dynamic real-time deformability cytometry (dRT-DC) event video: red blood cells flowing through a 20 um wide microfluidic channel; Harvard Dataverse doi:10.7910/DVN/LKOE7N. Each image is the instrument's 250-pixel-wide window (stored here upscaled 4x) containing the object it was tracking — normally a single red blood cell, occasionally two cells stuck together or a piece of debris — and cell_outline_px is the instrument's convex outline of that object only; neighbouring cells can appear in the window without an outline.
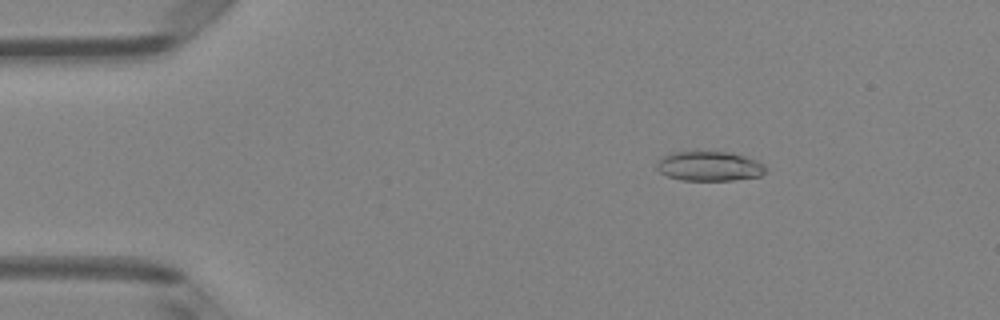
{"species": "Egyptian fruit bat (a non-hibernating species)", "species_latin": "Rousettus aegyptiacus", "temperature_condition": "room temperature", "stored_images_in_passage": 50, "camera_frame_rate_fps": 3000, "um_per_image_px": 0.085, "animal": {"sex": "female"}, "frame": {"image": 1, "passage_image": 8, "time_ms": 2.333, "image_size_px": [1000, 320], "cell_outline_px": [[764, 172], [760, 176], [732, 180], [680, 180], [668, 176], [660, 172], [656, 168], [656, 160], [672, 152], [728, 152], [748, 156], [764, 164]], "centroid_in_image_um": [60.27, 14.12], "position_along_channel_um": 24.7, "area_um2": 18.79}}
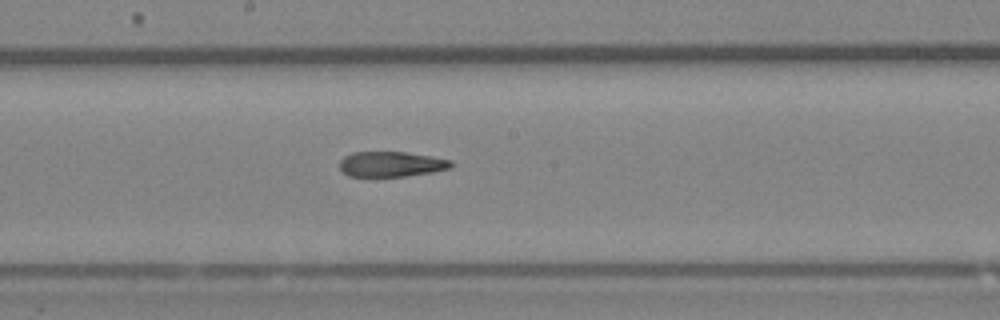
{"frame": {"image": 2, "passage_image": 27, "time_ms": 8.667, "image_size_px": [1000, 320], "cell_outline_px": [[452, 168], [432, 172], [408, 176], [348, 176], [340, 168], [340, 160], [344, 156], [352, 152], [408, 152], [432, 156], [452, 160]], "centroid_in_image_um": [33.28, 13.94], "position_along_channel_um": 214.9, "area_um2": 16.47}}
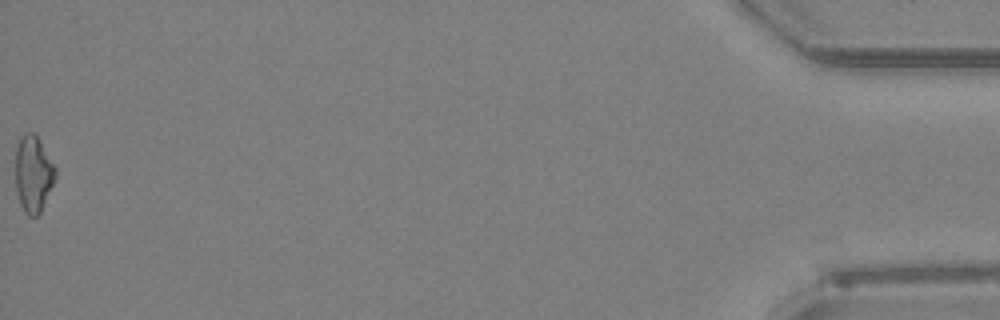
{"frame": {"image": 3, "passage_image": 50, "time_ms": 16.333, "image_size_px": [1000, 320], "cell_outline_px": [[56, 176], [40, 212], [36, 216], [28, 216], [24, 212], [20, 204], [16, 192], [16, 144], [20, 136], [24, 132], [32, 132], [40, 140], [56, 168]], "centroid_in_image_um": [2.81, 14.75], "position_along_channel_um": 432.4, "area_um2": 17.8}, "authors_computed_cell_mechanics": {"area_um2": 18.0047, "velocity_mm_per_s": 4.1294, "shape_relaxation_time_tau1_ms": null, "shape_relaxation_time_tau2_ms": 5.9873, "deformation_change_tau1": null, "deformation_change_tau2": 0.1781}}